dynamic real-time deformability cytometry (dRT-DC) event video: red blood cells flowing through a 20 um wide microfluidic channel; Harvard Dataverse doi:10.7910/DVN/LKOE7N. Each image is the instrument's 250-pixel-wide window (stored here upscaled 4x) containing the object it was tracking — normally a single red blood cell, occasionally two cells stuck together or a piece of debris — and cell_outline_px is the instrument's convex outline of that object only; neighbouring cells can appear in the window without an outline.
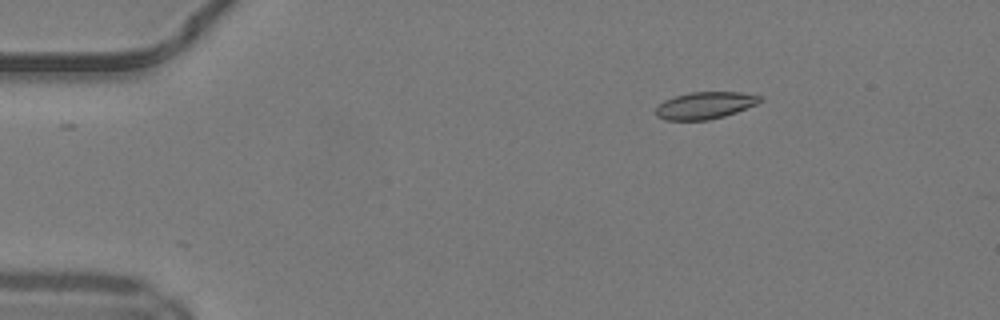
{"species": "common noctule bat (a hibernating species)", "species_latin": "Nyctalus noctula", "temperature_condition": "warm", "stored_images_in_passage": 43, "camera_frame_rate_fps": 3000, "um_per_image_px": 0.085, "animal": {"sex": "male", "body_mass_g": 19.2, "forearm_length_mm": 51.8}, "frame": {"image": 1, "passage_image": 1, "time_ms": 0.0, "image_size_px": [1000, 320], "cell_outline_px": [[764, 100], [756, 104], [736, 112], [724, 116], [708, 120], [664, 120], [656, 116], [656, 108], [664, 100], [688, 92], [740, 92], [764, 96]], "centroid_in_image_um": [59.95, 8.95], "position_along_channel_um": 25.1, "area_um2": 16.47}}
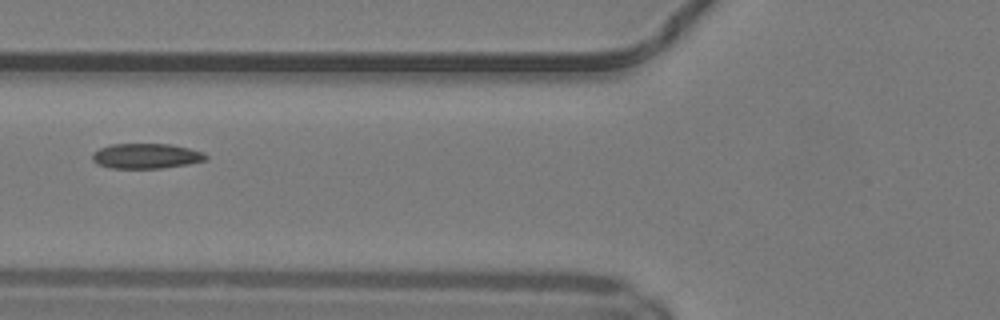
{"frame": {"image": 2, "passage_image": 13, "time_ms": 4.0, "image_size_px": [1000, 320], "cell_outline_px": [[208, 160], [188, 164], [160, 168], [112, 168], [96, 164], [92, 160], [92, 152], [100, 148], [112, 144], [172, 144], [204, 152], [208, 156]], "centroid_in_image_um": [12.43, 13.26], "position_along_channel_um": 113.4, "area_um2": 16.7}}
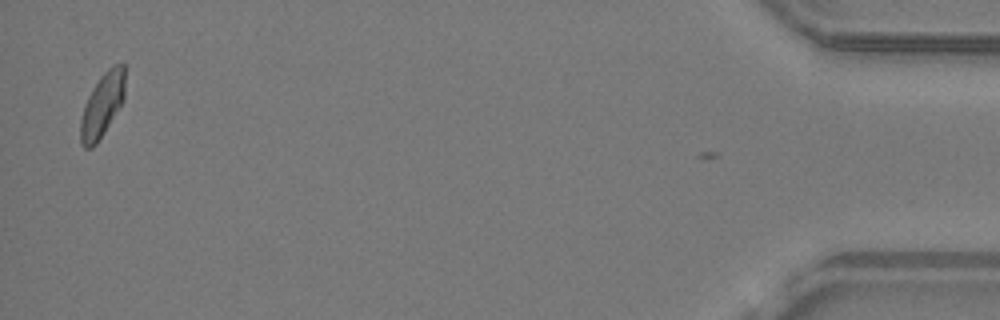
{"frame": {"image": 3, "passage_image": 42, "time_ms": 13.667, "image_size_px": [1000, 320], "cell_outline_px": [[124, 100], [96, 144], [92, 148], [84, 148], [80, 144], [80, 120], [88, 96], [100, 76], [108, 68], [116, 64], [124, 64]], "centroid_in_image_um": [8.67, 8.95], "position_along_channel_um": 426.5, "area_um2": 16.3}}